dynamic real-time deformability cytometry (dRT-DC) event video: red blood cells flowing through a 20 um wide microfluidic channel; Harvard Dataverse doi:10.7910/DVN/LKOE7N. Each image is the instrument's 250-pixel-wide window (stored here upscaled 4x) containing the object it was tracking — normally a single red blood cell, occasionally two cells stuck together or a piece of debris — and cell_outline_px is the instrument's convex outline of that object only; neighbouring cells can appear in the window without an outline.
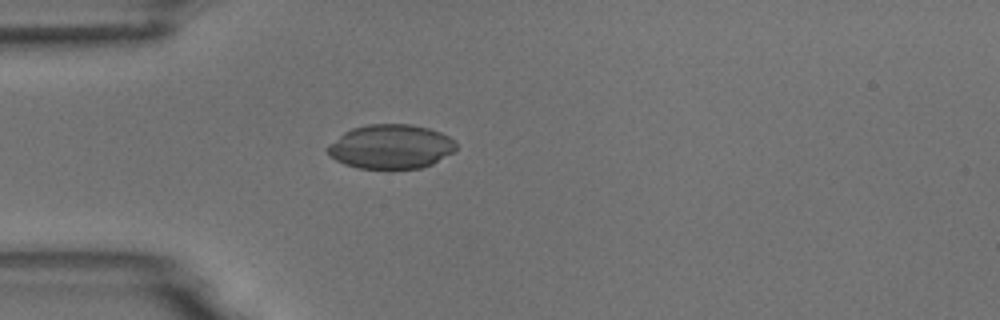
{"species": "common noctule bat (a hibernating species)", "species_latin": "Nyctalus noctula", "temperature_condition": "room temperature", "stored_images_in_passage": 2, "camera_frame_rate_fps": 3000, "um_per_image_px": 0.085, "animal": {"sex": "male", "body_mass_g": 18.8}, "frame": {"image": 1, "passage_image": 2, "time_ms": 2.0, "image_size_px": [1000, 320], "cell_outline_px": [[456, 152], [432, 164], [420, 168], [356, 168], [344, 164], [328, 156], [328, 144], [344, 132], [352, 128], [368, 124], [412, 124], [428, 128], [440, 132], [448, 136], [456, 144]], "centroid_in_image_um": [33.22, 12.46], "position_along_channel_um": 51.8, "area_um2": 33.23}}